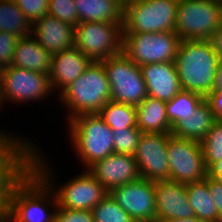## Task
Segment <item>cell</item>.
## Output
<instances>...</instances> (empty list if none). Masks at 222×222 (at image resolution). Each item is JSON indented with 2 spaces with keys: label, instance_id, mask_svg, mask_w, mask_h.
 Masks as SVG:
<instances>
[{
  "label": "cell",
  "instance_id": "cell-1",
  "mask_svg": "<svg viewBox=\"0 0 222 222\" xmlns=\"http://www.w3.org/2000/svg\"><path fill=\"white\" fill-rule=\"evenodd\" d=\"M38 150L39 149L36 147L34 154V169L15 188L13 194L9 198L4 216L10 222L55 221V210L58 204L55 191L53 190L54 188H52L51 185L53 181L51 177L53 174H51V169H49L45 158L39 154L40 152ZM48 203L51 204L48 205ZM52 204L55 209L54 212L49 213L47 209L53 206Z\"/></svg>",
  "mask_w": 222,
  "mask_h": 222
},
{
  "label": "cell",
  "instance_id": "cell-6",
  "mask_svg": "<svg viewBox=\"0 0 222 222\" xmlns=\"http://www.w3.org/2000/svg\"><path fill=\"white\" fill-rule=\"evenodd\" d=\"M179 0H125L123 33L175 30Z\"/></svg>",
  "mask_w": 222,
  "mask_h": 222
},
{
  "label": "cell",
  "instance_id": "cell-40",
  "mask_svg": "<svg viewBox=\"0 0 222 222\" xmlns=\"http://www.w3.org/2000/svg\"><path fill=\"white\" fill-rule=\"evenodd\" d=\"M212 91H222V60L219 61L215 72V81Z\"/></svg>",
  "mask_w": 222,
  "mask_h": 222
},
{
  "label": "cell",
  "instance_id": "cell-25",
  "mask_svg": "<svg viewBox=\"0 0 222 222\" xmlns=\"http://www.w3.org/2000/svg\"><path fill=\"white\" fill-rule=\"evenodd\" d=\"M186 194L197 218L205 222H218V212L208 189V176L186 184Z\"/></svg>",
  "mask_w": 222,
  "mask_h": 222
},
{
  "label": "cell",
  "instance_id": "cell-4",
  "mask_svg": "<svg viewBox=\"0 0 222 222\" xmlns=\"http://www.w3.org/2000/svg\"><path fill=\"white\" fill-rule=\"evenodd\" d=\"M68 124L74 152L85 169L114 153L112 129L97 113L79 114L68 120Z\"/></svg>",
  "mask_w": 222,
  "mask_h": 222
},
{
  "label": "cell",
  "instance_id": "cell-31",
  "mask_svg": "<svg viewBox=\"0 0 222 222\" xmlns=\"http://www.w3.org/2000/svg\"><path fill=\"white\" fill-rule=\"evenodd\" d=\"M112 132L114 135V153L134 156L142 132L137 127L112 129Z\"/></svg>",
  "mask_w": 222,
  "mask_h": 222
},
{
  "label": "cell",
  "instance_id": "cell-23",
  "mask_svg": "<svg viewBox=\"0 0 222 222\" xmlns=\"http://www.w3.org/2000/svg\"><path fill=\"white\" fill-rule=\"evenodd\" d=\"M135 108L137 128L142 133H171L172 126L167 119L166 102L147 96Z\"/></svg>",
  "mask_w": 222,
  "mask_h": 222
},
{
  "label": "cell",
  "instance_id": "cell-9",
  "mask_svg": "<svg viewBox=\"0 0 222 222\" xmlns=\"http://www.w3.org/2000/svg\"><path fill=\"white\" fill-rule=\"evenodd\" d=\"M180 42L175 31L123 33V53L138 66L175 62Z\"/></svg>",
  "mask_w": 222,
  "mask_h": 222
},
{
  "label": "cell",
  "instance_id": "cell-29",
  "mask_svg": "<svg viewBox=\"0 0 222 222\" xmlns=\"http://www.w3.org/2000/svg\"><path fill=\"white\" fill-rule=\"evenodd\" d=\"M207 170L222 158V121L215 120L200 142Z\"/></svg>",
  "mask_w": 222,
  "mask_h": 222
},
{
  "label": "cell",
  "instance_id": "cell-42",
  "mask_svg": "<svg viewBox=\"0 0 222 222\" xmlns=\"http://www.w3.org/2000/svg\"><path fill=\"white\" fill-rule=\"evenodd\" d=\"M2 104H3V102H2V98H1V91H0V107L2 106ZM0 136H9V137H15V136H14V134H13V135H11V134L7 133V135H6L5 131H4V132H3V131H0Z\"/></svg>",
  "mask_w": 222,
  "mask_h": 222
},
{
  "label": "cell",
  "instance_id": "cell-44",
  "mask_svg": "<svg viewBox=\"0 0 222 222\" xmlns=\"http://www.w3.org/2000/svg\"><path fill=\"white\" fill-rule=\"evenodd\" d=\"M0 222H10L4 215H0Z\"/></svg>",
  "mask_w": 222,
  "mask_h": 222
},
{
  "label": "cell",
  "instance_id": "cell-27",
  "mask_svg": "<svg viewBox=\"0 0 222 222\" xmlns=\"http://www.w3.org/2000/svg\"><path fill=\"white\" fill-rule=\"evenodd\" d=\"M97 114L111 129L137 127L136 108L133 105L111 100Z\"/></svg>",
  "mask_w": 222,
  "mask_h": 222
},
{
  "label": "cell",
  "instance_id": "cell-24",
  "mask_svg": "<svg viewBox=\"0 0 222 222\" xmlns=\"http://www.w3.org/2000/svg\"><path fill=\"white\" fill-rule=\"evenodd\" d=\"M215 118L210 105L204 100L190 118L178 121L171 134L180 138L192 139L201 142L211 129Z\"/></svg>",
  "mask_w": 222,
  "mask_h": 222
},
{
  "label": "cell",
  "instance_id": "cell-13",
  "mask_svg": "<svg viewBox=\"0 0 222 222\" xmlns=\"http://www.w3.org/2000/svg\"><path fill=\"white\" fill-rule=\"evenodd\" d=\"M137 222H156L154 181L139 178L108 192Z\"/></svg>",
  "mask_w": 222,
  "mask_h": 222
},
{
  "label": "cell",
  "instance_id": "cell-28",
  "mask_svg": "<svg viewBox=\"0 0 222 222\" xmlns=\"http://www.w3.org/2000/svg\"><path fill=\"white\" fill-rule=\"evenodd\" d=\"M205 100L197 93L181 90L166 102L167 119L173 127L178 121L190 118L194 110Z\"/></svg>",
  "mask_w": 222,
  "mask_h": 222
},
{
  "label": "cell",
  "instance_id": "cell-33",
  "mask_svg": "<svg viewBox=\"0 0 222 222\" xmlns=\"http://www.w3.org/2000/svg\"><path fill=\"white\" fill-rule=\"evenodd\" d=\"M48 2L49 0H15L17 6L32 24L44 15H48Z\"/></svg>",
  "mask_w": 222,
  "mask_h": 222
},
{
  "label": "cell",
  "instance_id": "cell-2",
  "mask_svg": "<svg viewBox=\"0 0 222 222\" xmlns=\"http://www.w3.org/2000/svg\"><path fill=\"white\" fill-rule=\"evenodd\" d=\"M219 61L211 40H181L175 59L181 89L205 98L213 90Z\"/></svg>",
  "mask_w": 222,
  "mask_h": 222
},
{
  "label": "cell",
  "instance_id": "cell-36",
  "mask_svg": "<svg viewBox=\"0 0 222 222\" xmlns=\"http://www.w3.org/2000/svg\"><path fill=\"white\" fill-rule=\"evenodd\" d=\"M208 189L218 212V222H222V182L208 176Z\"/></svg>",
  "mask_w": 222,
  "mask_h": 222
},
{
  "label": "cell",
  "instance_id": "cell-8",
  "mask_svg": "<svg viewBox=\"0 0 222 222\" xmlns=\"http://www.w3.org/2000/svg\"><path fill=\"white\" fill-rule=\"evenodd\" d=\"M74 47L92 62H101L123 52V24L79 22Z\"/></svg>",
  "mask_w": 222,
  "mask_h": 222
},
{
  "label": "cell",
  "instance_id": "cell-32",
  "mask_svg": "<svg viewBox=\"0 0 222 222\" xmlns=\"http://www.w3.org/2000/svg\"><path fill=\"white\" fill-rule=\"evenodd\" d=\"M48 15L74 27L79 24L74 0H49Z\"/></svg>",
  "mask_w": 222,
  "mask_h": 222
},
{
  "label": "cell",
  "instance_id": "cell-15",
  "mask_svg": "<svg viewBox=\"0 0 222 222\" xmlns=\"http://www.w3.org/2000/svg\"><path fill=\"white\" fill-rule=\"evenodd\" d=\"M108 192L86 169L83 174L63 184L55 192L61 208L91 211Z\"/></svg>",
  "mask_w": 222,
  "mask_h": 222
},
{
  "label": "cell",
  "instance_id": "cell-39",
  "mask_svg": "<svg viewBox=\"0 0 222 222\" xmlns=\"http://www.w3.org/2000/svg\"><path fill=\"white\" fill-rule=\"evenodd\" d=\"M214 50L217 53V56L222 60V25L217 32L214 33L211 38Z\"/></svg>",
  "mask_w": 222,
  "mask_h": 222
},
{
  "label": "cell",
  "instance_id": "cell-5",
  "mask_svg": "<svg viewBox=\"0 0 222 222\" xmlns=\"http://www.w3.org/2000/svg\"><path fill=\"white\" fill-rule=\"evenodd\" d=\"M28 141L0 136V215H4L15 188L34 169L37 146Z\"/></svg>",
  "mask_w": 222,
  "mask_h": 222
},
{
  "label": "cell",
  "instance_id": "cell-43",
  "mask_svg": "<svg viewBox=\"0 0 222 222\" xmlns=\"http://www.w3.org/2000/svg\"><path fill=\"white\" fill-rule=\"evenodd\" d=\"M4 67L2 65H0V86L2 83V79H3V75H4Z\"/></svg>",
  "mask_w": 222,
  "mask_h": 222
},
{
  "label": "cell",
  "instance_id": "cell-18",
  "mask_svg": "<svg viewBox=\"0 0 222 222\" xmlns=\"http://www.w3.org/2000/svg\"><path fill=\"white\" fill-rule=\"evenodd\" d=\"M31 36L51 55L74 47L75 27L44 15L32 25Z\"/></svg>",
  "mask_w": 222,
  "mask_h": 222
},
{
  "label": "cell",
  "instance_id": "cell-10",
  "mask_svg": "<svg viewBox=\"0 0 222 222\" xmlns=\"http://www.w3.org/2000/svg\"><path fill=\"white\" fill-rule=\"evenodd\" d=\"M101 63L110 84L112 101L137 106L148 96L140 66L123 52Z\"/></svg>",
  "mask_w": 222,
  "mask_h": 222
},
{
  "label": "cell",
  "instance_id": "cell-12",
  "mask_svg": "<svg viewBox=\"0 0 222 222\" xmlns=\"http://www.w3.org/2000/svg\"><path fill=\"white\" fill-rule=\"evenodd\" d=\"M0 91L2 102L12 103L42 100L53 92L48 74L16 66L4 69Z\"/></svg>",
  "mask_w": 222,
  "mask_h": 222
},
{
  "label": "cell",
  "instance_id": "cell-14",
  "mask_svg": "<svg viewBox=\"0 0 222 222\" xmlns=\"http://www.w3.org/2000/svg\"><path fill=\"white\" fill-rule=\"evenodd\" d=\"M170 133H142L134 159L141 178L157 181L169 180L167 143Z\"/></svg>",
  "mask_w": 222,
  "mask_h": 222
},
{
  "label": "cell",
  "instance_id": "cell-11",
  "mask_svg": "<svg viewBox=\"0 0 222 222\" xmlns=\"http://www.w3.org/2000/svg\"><path fill=\"white\" fill-rule=\"evenodd\" d=\"M169 180L181 184L197 182L207 177V168L199 141L169 134L167 143Z\"/></svg>",
  "mask_w": 222,
  "mask_h": 222
},
{
  "label": "cell",
  "instance_id": "cell-34",
  "mask_svg": "<svg viewBox=\"0 0 222 222\" xmlns=\"http://www.w3.org/2000/svg\"><path fill=\"white\" fill-rule=\"evenodd\" d=\"M18 39L14 34L0 32V65L4 68L12 64Z\"/></svg>",
  "mask_w": 222,
  "mask_h": 222
},
{
  "label": "cell",
  "instance_id": "cell-7",
  "mask_svg": "<svg viewBox=\"0 0 222 222\" xmlns=\"http://www.w3.org/2000/svg\"><path fill=\"white\" fill-rule=\"evenodd\" d=\"M222 25V5L214 0H179L175 33L181 40H211Z\"/></svg>",
  "mask_w": 222,
  "mask_h": 222
},
{
  "label": "cell",
  "instance_id": "cell-19",
  "mask_svg": "<svg viewBox=\"0 0 222 222\" xmlns=\"http://www.w3.org/2000/svg\"><path fill=\"white\" fill-rule=\"evenodd\" d=\"M140 69L148 96L168 102L182 90L175 62L150 63Z\"/></svg>",
  "mask_w": 222,
  "mask_h": 222
},
{
  "label": "cell",
  "instance_id": "cell-20",
  "mask_svg": "<svg viewBox=\"0 0 222 222\" xmlns=\"http://www.w3.org/2000/svg\"><path fill=\"white\" fill-rule=\"evenodd\" d=\"M90 64L92 61L75 47L53 54L49 73L52 90L57 88L62 89V92L83 74Z\"/></svg>",
  "mask_w": 222,
  "mask_h": 222
},
{
  "label": "cell",
  "instance_id": "cell-37",
  "mask_svg": "<svg viewBox=\"0 0 222 222\" xmlns=\"http://www.w3.org/2000/svg\"><path fill=\"white\" fill-rule=\"evenodd\" d=\"M205 100L210 105L215 120L222 121V91H212Z\"/></svg>",
  "mask_w": 222,
  "mask_h": 222
},
{
  "label": "cell",
  "instance_id": "cell-30",
  "mask_svg": "<svg viewBox=\"0 0 222 222\" xmlns=\"http://www.w3.org/2000/svg\"><path fill=\"white\" fill-rule=\"evenodd\" d=\"M91 211L95 222H134L109 193Z\"/></svg>",
  "mask_w": 222,
  "mask_h": 222
},
{
  "label": "cell",
  "instance_id": "cell-22",
  "mask_svg": "<svg viewBox=\"0 0 222 222\" xmlns=\"http://www.w3.org/2000/svg\"><path fill=\"white\" fill-rule=\"evenodd\" d=\"M51 59L52 55L28 35L18 39L11 66L49 75Z\"/></svg>",
  "mask_w": 222,
  "mask_h": 222
},
{
  "label": "cell",
  "instance_id": "cell-26",
  "mask_svg": "<svg viewBox=\"0 0 222 222\" xmlns=\"http://www.w3.org/2000/svg\"><path fill=\"white\" fill-rule=\"evenodd\" d=\"M32 25L15 1L0 0V32L22 38L32 34Z\"/></svg>",
  "mask_w": 222,
  "mask_h": 222
},
{
  "label": "cell",
  "instance_id": "cell-17",
  "mask_svg": "<svg viewBox=\"0 0 222 222\" xmlns=\"http://www.w3.org/2000/svg\"><path fill=\"white\" fill-rule=\"evenodd\" d=\"M154 187L156 222L195 216L186 194V184L157 180Z\"/></svg>",
  "mask_w": 222,
  "mask_h": 222
},
{
  "label": "cell",
  "instance_id": "cell-38",
  "mask_svg": "<svg viewBox=\"0 0 222 222\" xmlns=\"http://www.w3.org/2000/svg\"><path fill=\"white\" fill-rule=\"evenodd\" d=\"M207 176L222 182V158L207 170Z\"/></svg>",
  "mask_w": 222,
  "mask_h": 222
},
{
  "label": "cell",
  "instance_id": "cell-41",
  "mask_svg": "<svg viewBox=\"0 0 222 222\" xmlns=\"http://www.w3.org/2000/svg\"><path fill=\"white\" fill-rule=\"evenodd\" d=\"M164 222H205L201 219L197 218L196 216L183 218V219H172V220H166Z\"/></svg>",
  "mask_w": 222,
  "mask_h": 222
},
{
  "label": "cell",
  "instance_id": "cell-3",
  "mask_svg": "<svg viewBox=\"0 0 222 222\" xmlns=\"http://www.w3.org/2000/svg\"><path fill=\"white\" fill-rule=\"evenodd\" d=\"M59 96L60 102L70 110L69 120L79 114L98 113L111 101L110 84L103 64L92 62Z\"/></svg>",
  "mask_w": 222,
  "mask_h": 222
},
{
  "label": "cell",
  "instance_id": "cell-45",
  "mask_svg": "<svg viewBox=\"0 0 222 222\" xmlns=\"http://www.w3.org/2000/svg\"><path fill=\"white\" fill-rule=\"evenodd\" d=\"M215 2H217L218 4L222 5V0H214Z\"/></svg>",
  "mask_w": 222,
  "mask_h": 222
},
{
  "label": "cell",
  "instance_id": "cell-21",
  "mask_svg": "<svg viewBox=\"0 0 222 222\" xmlns=\"http://www.w3.org/2000/svg\"><path fill=\"white\" fill-rule=\"evenodd\" d=\"M125 0H74L79 22L123 24Z\"/></svg>",
  "mask_w": 222,
  "mask_h": 222
},
{
  "label": "cell",
  "instance_id": "cell-35",
  "mask_svg": "<svg viewBox=\"0 0 222 222\" xmlns=\"http://www.w3.org/2000/svg\"><path fill=\"white\" fill-rule=\"evenodd\" d=\"M54 222H95L92 211L61 208L57 205Z\"/></svg>",
  "mask_w": 222,
  "mask_h": 222
},
{
  "label": "cell",
  "instance_id": "cell-16",
  "mask_svg": "<svg viewBox=\"0 0 222 222\" xmlns=\"http://www.w3.org/2000/svg\"><path fill=\"white\" fill-rule=\"evenodd\" d=\"M87 170L107 192L140 178L134 156L127 154L112 153Z\"/></svg>",
  "mask_w": 222,
  "mask_h": 222
}]
</instances>
